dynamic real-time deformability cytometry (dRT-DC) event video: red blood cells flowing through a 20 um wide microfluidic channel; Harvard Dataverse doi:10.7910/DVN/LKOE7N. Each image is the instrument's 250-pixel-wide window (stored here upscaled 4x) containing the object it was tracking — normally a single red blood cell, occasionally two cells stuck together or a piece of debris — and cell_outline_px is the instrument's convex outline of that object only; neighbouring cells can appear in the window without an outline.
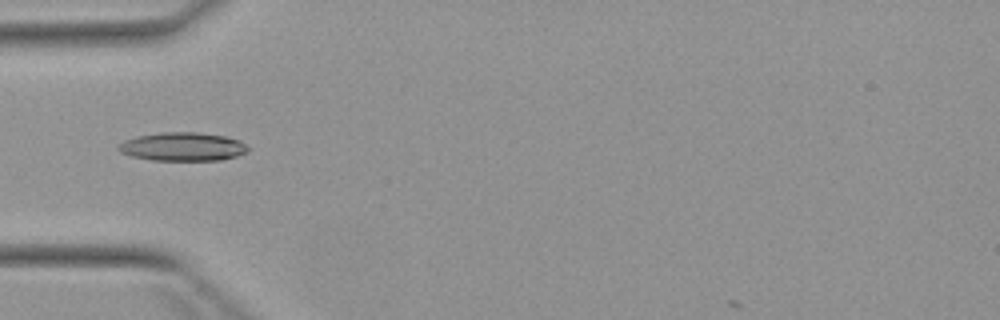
{"species": "Egyptian fruit bat (a non-hibernating species)", "species_latin": "Rousettus aegyptiacus", "temperature_condition": "warm", "stored_images_in_passage": 4, "camera_frame_rate_fps": 3000, "um_per_image_px": 0.085, "animal": {"sex": "female"}, "frame": {"image": 1, "passage_image": 4, "time_ms": 4.0, "image_size_px": [1000, 320], "cell_outline_px": [[248, 152], [236, 156], [220, 160], [152, 160], [132, 156], [120, 152], [116, 148], [124, 140], [136, 136], [160, 132], [196, 132], [224, 136], [240, 140], [248, 148]], "centroid_in_image_um": [15.51, 12.46], "position_along_channel_um": 69.5, "area_um2": 21.5}}